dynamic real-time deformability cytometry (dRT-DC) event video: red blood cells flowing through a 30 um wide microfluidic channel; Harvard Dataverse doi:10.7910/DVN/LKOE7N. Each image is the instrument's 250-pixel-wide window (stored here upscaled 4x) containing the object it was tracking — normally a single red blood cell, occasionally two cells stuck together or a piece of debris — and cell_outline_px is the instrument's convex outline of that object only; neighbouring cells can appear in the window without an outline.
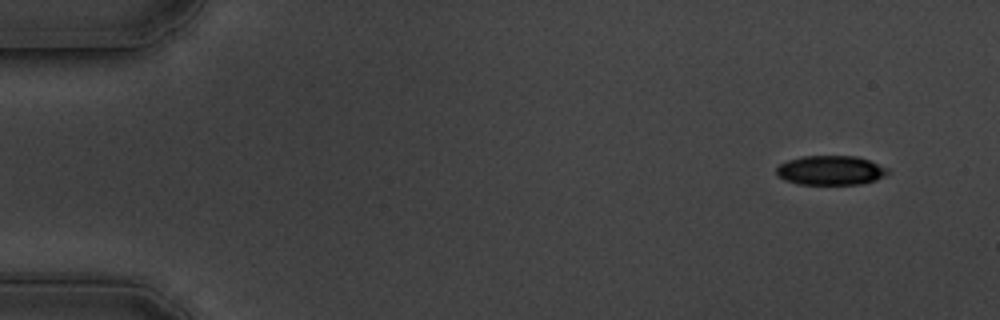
{"species": "common noctule bat (a hibernating species)", "species_latin": "Nyctalus noctula", "temperature_condition": "cold", "stored_images_in_passage": 56, "camera_frame_rate_fps": 3000, "um_per_image_px": 0.085, "animal": {"sex": "male", "body_mass_g": 19.5, "forearm_length_mm": 54.6}, "frame": {"image": 1, "passage_image": 1, "time_ms": 0.0, "image_size_px": [1000, 320], "cell_outline_px": [[888, 172], [884, 176], [876, 180], [860, 184], [796, 184], [784, 180], [776, 176], [776, 168], [780, 164], [788, 160], [804, 156], [856, 156], [868, 160], [888, 168]], "centroid_in_image_um": [70.56, 14.48], "position_along_channel_um": 14.4, "area_um2": 19.07}}
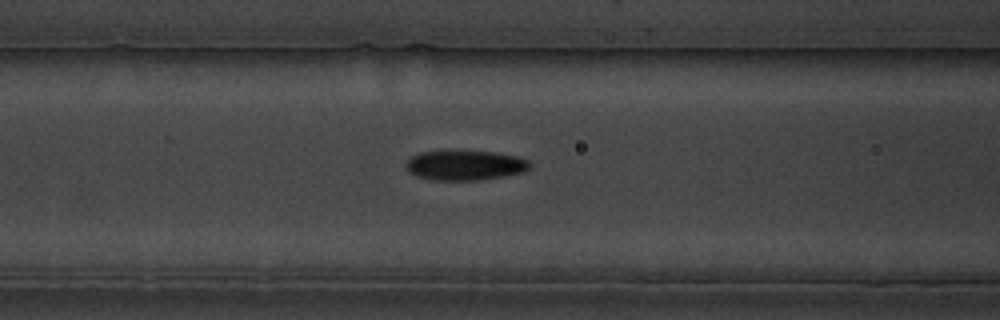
{"frame": {"image": 2, "passage_image": 21, "time_ms": 6.667, "image_size_px": [1000, 320], "cell_outline_px": [[532, 164], [524, 172], [504, 176], [480, 180], [432, 180], [416, 176], [408, 172], [404, 164], [412, 156], [420, 152], [452, 148], [492, 152], [516, 156], [528, 160]], "centroid_in_image_um": [39.47, 14.01], "position_along_channel_um": 127.1, "area_um2": 22.37}}
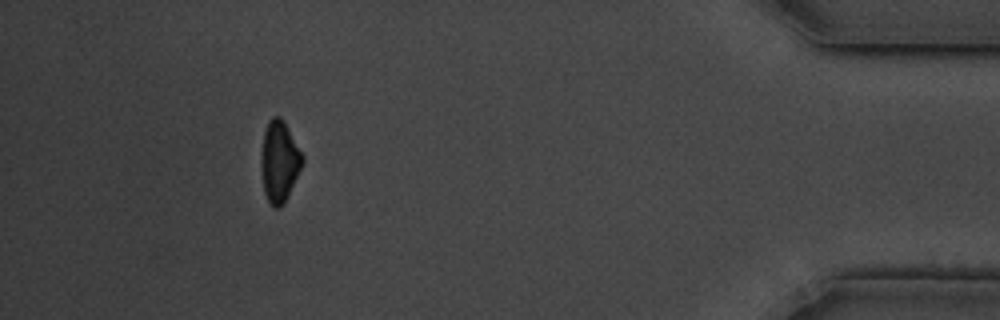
{"frame": {"image": 3, "passage_image": 51, "time_ms": 16.667, "image_size_px": [1000, 320], "cell_outline_px": [[304, 160], [288, 196], [284, 204], [276, 208], [272, 208], [264, 192], [260, 164], [260, 156], [264, 132], [268, 120], [272, 116], [280, 116], [304, 156]], "centroid_in_image_um": [23.72, 13.73], "position_along_channel_um": 411.5, "area_um2": 19.48}, "authors_computed_cell_mechanics": {"area_um2": 21.1837, "velocity_mm_per_s": 3.3943, "shape_relaxation_time_tau1_ms": 4.9478, "shape_relaxation_time_tau2_ms": 6.7604, "deformation_change_tau1": 0.1181, "deformation_change_tau2": 0.1191}}